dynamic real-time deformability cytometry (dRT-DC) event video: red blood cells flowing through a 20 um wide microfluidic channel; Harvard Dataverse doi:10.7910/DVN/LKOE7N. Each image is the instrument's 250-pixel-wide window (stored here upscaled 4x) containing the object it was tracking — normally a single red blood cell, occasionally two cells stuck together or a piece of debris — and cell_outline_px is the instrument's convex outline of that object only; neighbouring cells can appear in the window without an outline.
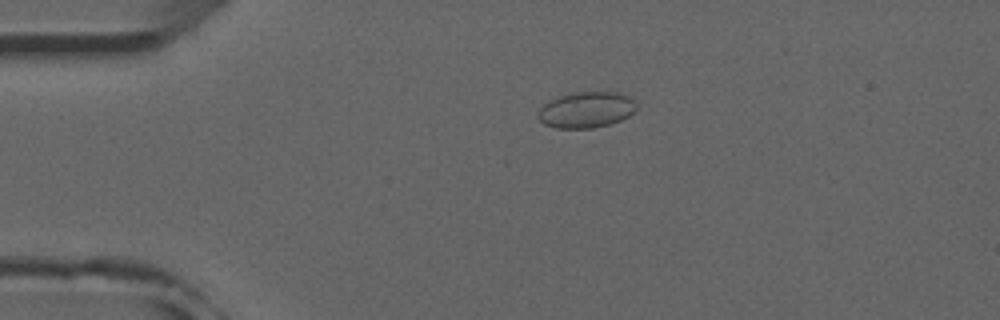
{"species": "common noctule bat (a hibernating species)", "species_latin": "Nyctalus noctula", "temperature_condition": "room temperature", "stored_images_in_passage": 53, "camera_frame_rate_fps": 3000, "um_per_image_px": 0.085, "animal": {"sex": "male", "forearm_length_mm": 52.5}, "frame": {"image": 1, "passage_image": 12, "time_ms": 3.667, "image_size_px": [1000, 320], "cell_outline_px": [[636, 108], [628, 116], [620, 120], [608, 124], [592, 128], [556, 128], [544, 124], [536, 116], [540, 108], [544, 104], [560, 96], [572, 92], [616, 92], [628, 96], [636, 104]], "centroid_in_image_um": [49.8, 9.33], "position_along_channel_um": 35.2, "area_um2": 20.4}}
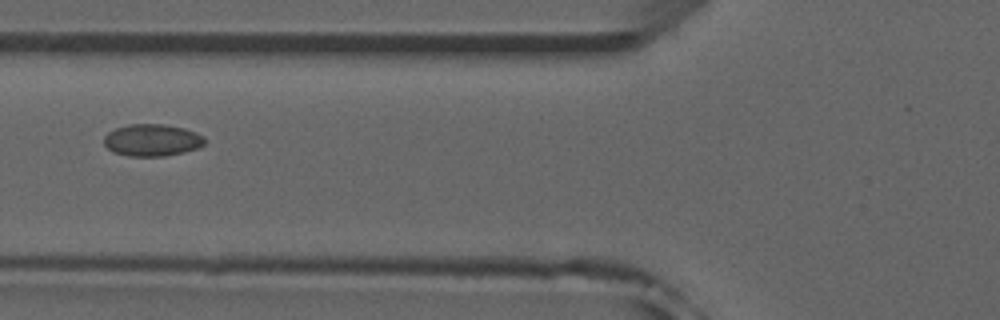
{"frame": {"image": 2, "passage_image": 21, "time_ms": 6.667, "image_size_px": [1000, 320], "cell_outline_px": [[204, 144], [196, 148], [184, 152], [164, 156], [128, 156], [112, 152], [104, 144], [104, 136], [108, 132], [116, 128], [128, 124], [164, 124], [184, 128], [196, 132], [204, 136]], "centroid_in_image_um": [12.91, 11.91], "position_along_channel_um": 112.9, "area_um2": 18.84}}
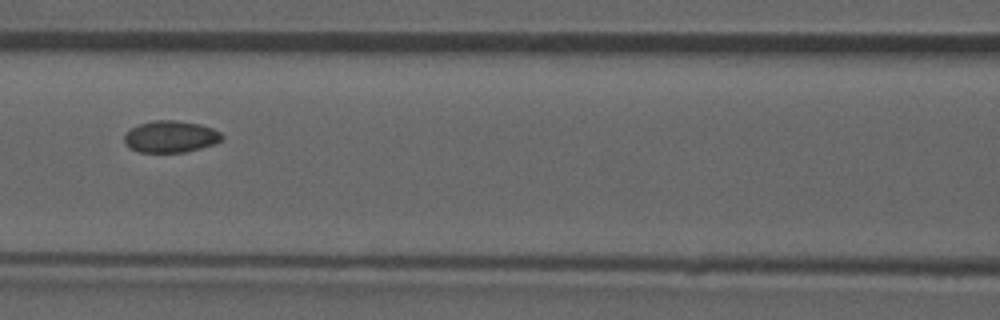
{"frame": {"image": 3, "passage_image": 24, "time_ms": 7.667, "image_size_px": [1000, 320], "cell_outline_px": [[224, 136], [220, 140], [212, 144], [200, 148], [184, 152], [140, 152], [124, 144], [124, 136], [132, 128], [140, 124], [152, 120], [176, 120], [200, 124], [212, 128], [220, 132]], "centroid_in_image_um": [14.5, 11.6], "position_along_channel_um": 152.1, "area_um2": 17.86}, "authors_computed_cell_mechanics": {"area_um2": 17.918, "velocity_mm_per_s": 3.9029, "shape_relaxation_time_tau1_ms": 5.0356, "shape_relaxation_time_tau2_ms": 0.7667, "deformation_change_tau1": 0.1222, "deformation_change_tau2": 0.0255}}